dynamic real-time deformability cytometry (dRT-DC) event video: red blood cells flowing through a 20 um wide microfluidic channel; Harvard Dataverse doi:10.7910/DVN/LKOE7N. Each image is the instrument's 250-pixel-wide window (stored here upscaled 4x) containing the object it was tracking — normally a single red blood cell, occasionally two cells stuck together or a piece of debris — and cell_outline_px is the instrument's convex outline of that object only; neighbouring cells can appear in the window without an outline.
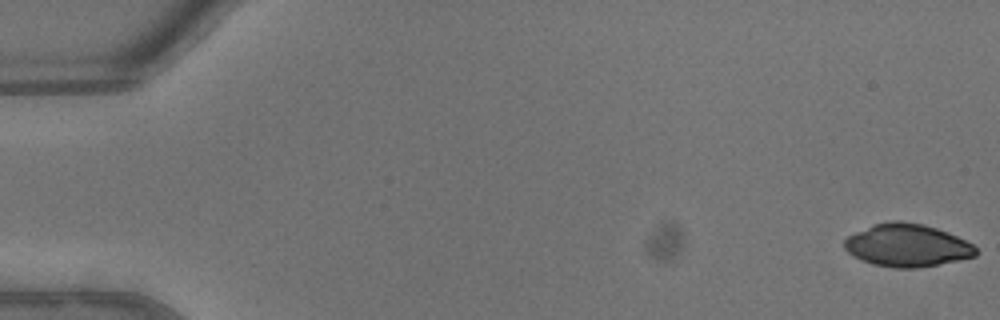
{"species": "common noctule bat (a hibernating species)", "species_latin": "Nyctalus noctula", "temperature_condition": "warm", "stored_images_in_passage": 45, "camera_frame_rate_fps": 3000, "um_per_image_px": 0.085, "animal": {"sex": "male", "body_mass_g": 13.3}, "frame": {"image": 1, "passage_image": 1, "time_ms": 0.0, "image_size_px": [1000, 320], "cell_outline_px": [[976, 256], [916, 268], [896, 268], [872, 264], [860, 260], [852, 256], [844, 248], [844, 240], [848, 236], [872, 224], [888, 220], [900, 220], [924, 224], [948, 232], [972, 244], [976, 248]], "centroid_in_image_um": [77.05, 20.84], "position_along_channel_um": 7.9, "area_um2": 32.71}}